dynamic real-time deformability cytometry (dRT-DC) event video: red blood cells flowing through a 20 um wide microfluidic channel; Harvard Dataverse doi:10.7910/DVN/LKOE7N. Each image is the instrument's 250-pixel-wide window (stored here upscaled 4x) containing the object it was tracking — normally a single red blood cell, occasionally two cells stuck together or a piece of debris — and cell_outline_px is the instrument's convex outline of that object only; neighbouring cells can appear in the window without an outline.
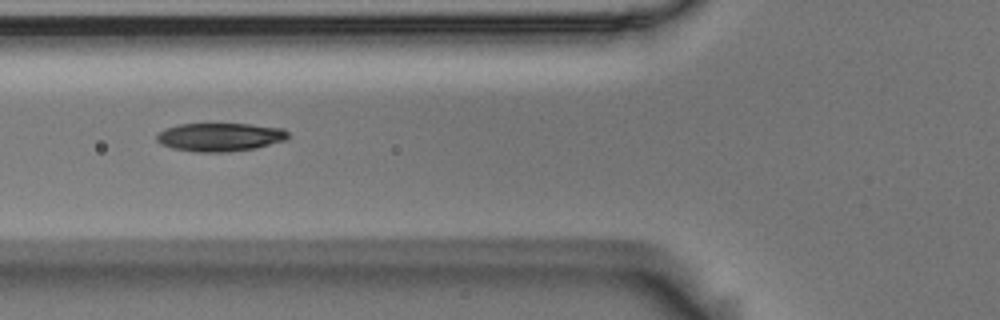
{"species": "Egyptian fruit bat (a non-hibernating species)", "species_latin": "Rousettus aegyptiacus", "temperature_condition": "room temperature", "stored_images_in_passage": 13, "camera_frame_rate_fps": 3000, "um_per_image_px": 0.085, "animal": {"sex": "male"}, "frame": {"image": 1, "passage_image": 3, "time_ms": 0.667, "image_size_px": [1000, 320], "cell_outline_px": [[288, 140], [256, 148], [224, 152], [196, 152], [172, 148], [160, 144], [156, 140], [156, 136], [164, 128], [176, 124], [248, 124], [284, 128], [288, 132]], "centroid_in_image_um": [18.7, 11.65], "position_along_channel_um": 107.1, "area_um2": 21.91}}
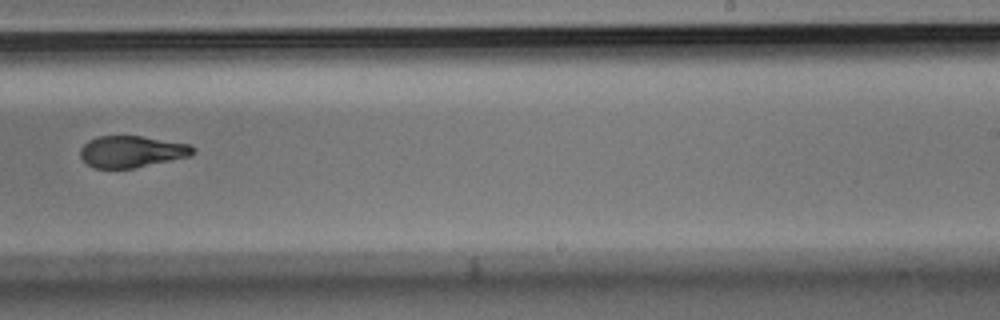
{"frame": {"image": 2, "passage_image": 7, "time_ms": 2.0, "image_size_px": [1000, 320], "cell_outline_px": [[196, 152], [192, 156], [132, 168], [92, 168], [80, 156], [80, 148], [88, 140], [96, 136], [140, 136], [192, 144], [196, 148]], "centroid_in_image_um": [11.23, 12.88], "position_along_channel_um": 277.8, "area_um2": 20.92}}
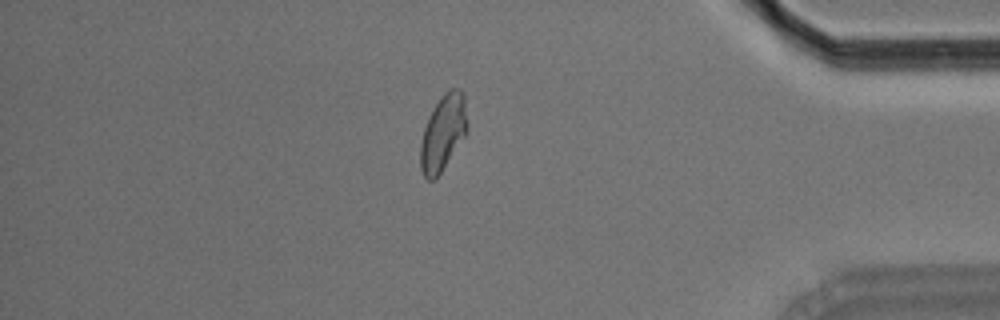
{"frame": {"image": 3, "passage_image": 13, "time_ms": 4.0, "image_size_px": [1000, 320], "cell_outline_px": [[468, 132], [436, 180], [428, 180], [424, 176], [420, 168], [420, 144], [424, 128], [428, 116], [432, 108], [440, 96], [448, 88], [460, 88], [464, 92], [468, 124]], "centroid_in_image_um": [37.67, 11.26], "position_along_channel_um": 397.5, "area_um2": 21.33}}